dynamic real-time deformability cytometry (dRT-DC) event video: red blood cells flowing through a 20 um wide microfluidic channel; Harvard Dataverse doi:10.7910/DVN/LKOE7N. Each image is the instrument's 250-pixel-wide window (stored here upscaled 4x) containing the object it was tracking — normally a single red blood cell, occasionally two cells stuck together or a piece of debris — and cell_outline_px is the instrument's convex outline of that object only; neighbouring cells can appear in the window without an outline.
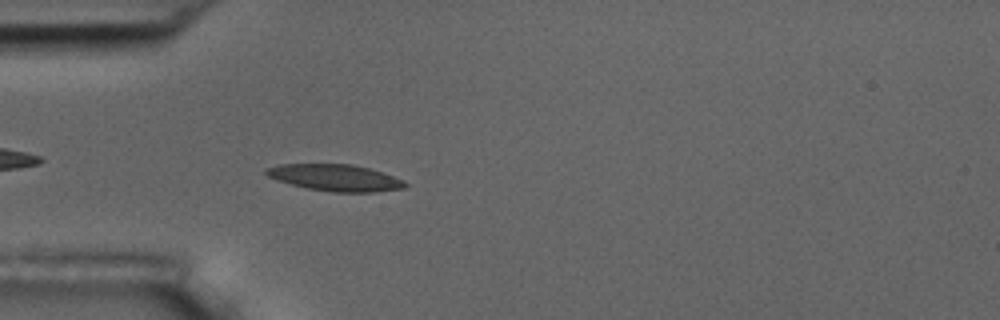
{"species": "common noctule bat (a hibernating species)", "species_latin": "Nyctalus noctula", "temperature_condition": "room temperature", "stored_images_in_passage": 5, "camera_frame_rate_fps": 3000, "um_per_image_px": 0.085, "animal": {"sex": "male", "body_mass_g": 17.5, "forearm_length_mm": 52.3}, "frame": {"image": 1, "passage_image": 5, "time_ms": 4.667, "image_size_px": [1000, 320], "cell_outline_px": [[408, 184], [404, 188], [372, 192], [332, 192], [308, 188], [276, 180], [268, 176], [264, 172], [264, 168], [280, 164], [352, 164], [368, 168], [404, 180]], "centroid_in_image_um": [28.47, 15.1], "position_along_channel_um": 56.5, "area_um2": 21.39}}